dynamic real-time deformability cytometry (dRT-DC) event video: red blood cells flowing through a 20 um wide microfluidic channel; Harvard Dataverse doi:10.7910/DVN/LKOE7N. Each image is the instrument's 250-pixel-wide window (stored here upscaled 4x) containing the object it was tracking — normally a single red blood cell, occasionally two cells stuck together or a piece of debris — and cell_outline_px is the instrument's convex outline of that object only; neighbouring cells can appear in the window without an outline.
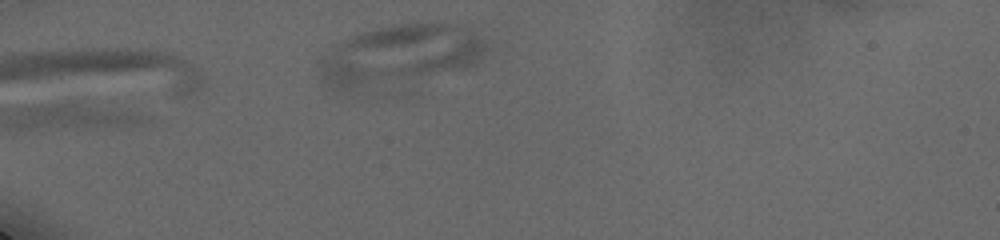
{"species": "human", "species_latin": "Homo sapiens", "temperature_condition": "cold", "stored_images_in_passage": 10, "camera_frame_rate_fps": 3000, "um_per_image_px": 0.085, "donor": {"sex": "male"}, "frame": {"image": 1, "passage_image": 1, "time_ms": 0.0, "image_size_px": [1000, 240], "cell_outline_px": [[488, 48], [484, 56], [476, 64], [464, 68], [352, 92], [340, 92], [328, 88], [324, 84], [320, 68], [320, 60], [336, 44], [348, 36], [376, 28], [400, 24], [468, 24], [484, 40]], "centroid_in_image_um": [33.99, 4.68], "position_along_channel_um": 51.0, "area_um2": 58.67}}